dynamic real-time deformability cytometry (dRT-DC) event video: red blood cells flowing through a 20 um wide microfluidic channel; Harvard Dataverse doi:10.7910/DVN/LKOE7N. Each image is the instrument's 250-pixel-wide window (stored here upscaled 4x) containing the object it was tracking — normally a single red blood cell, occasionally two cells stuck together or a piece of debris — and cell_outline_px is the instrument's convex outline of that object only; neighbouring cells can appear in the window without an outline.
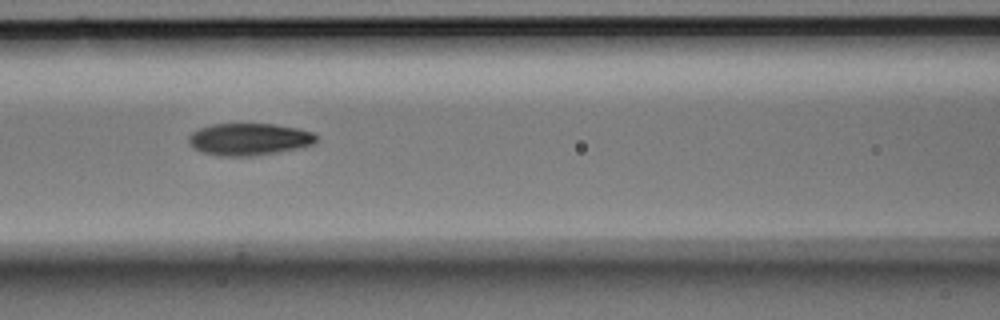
{"species": "Egyptian fruit bat (a non-hibernating species)", "species_latin": "Rousettus aegyptiacus", "temperature_condition": "room temperature", "stored_images_in_passage": 4, "camera_frame_rate_fps": 3000, "um_per_image_px": 0.085, "animal": {"sex": "male"}, "frame": {"image": 1, "passage_image": 3, "time_ms": 0.667, "image_size_px": [1000, 320], "cell_outline_px": [[316, 140], [312, 144], [296, 148], [276, 152], [252, 156], [216, 156], [192, 148], [188, 144], [188, 136], [192, 132], [200, 128], [212, 124], [276, 124], [296, 128], [312, 132], [316, 136]], "centroid_in_image_um": [21.11, 11.83], "position_along_channel_um": 145.5, "area_um2": 23.76}}
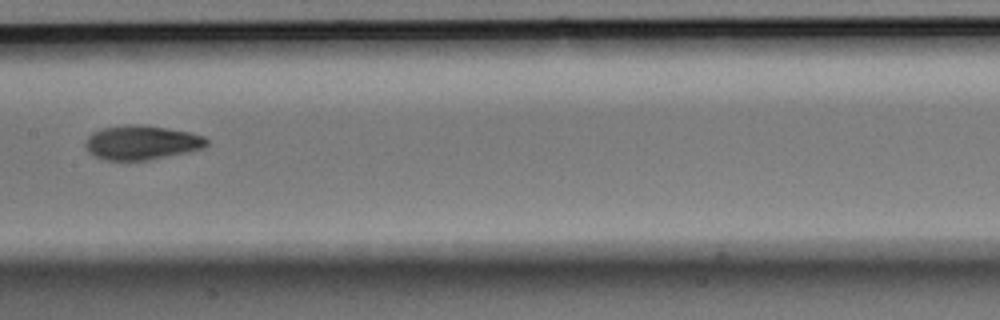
{"frame": {"image": 2, "passage_image": 4, "time_ms": 1.0, "image_size_px": [1000, 320], "cell_outline_px": [[208, 144], [204, 148], [148, 160], [104, 160], [88, 152], [84, 144], [88, 136], [92, 132], [104, 128], [124, 124], [144, 124], [168, 128], [188, 132], [204, 136], [208, 140]], "centroid_in_image_um": [12.02, 12.1], "position_along_channel_um": 195.4, "area_um2": 24.28}}